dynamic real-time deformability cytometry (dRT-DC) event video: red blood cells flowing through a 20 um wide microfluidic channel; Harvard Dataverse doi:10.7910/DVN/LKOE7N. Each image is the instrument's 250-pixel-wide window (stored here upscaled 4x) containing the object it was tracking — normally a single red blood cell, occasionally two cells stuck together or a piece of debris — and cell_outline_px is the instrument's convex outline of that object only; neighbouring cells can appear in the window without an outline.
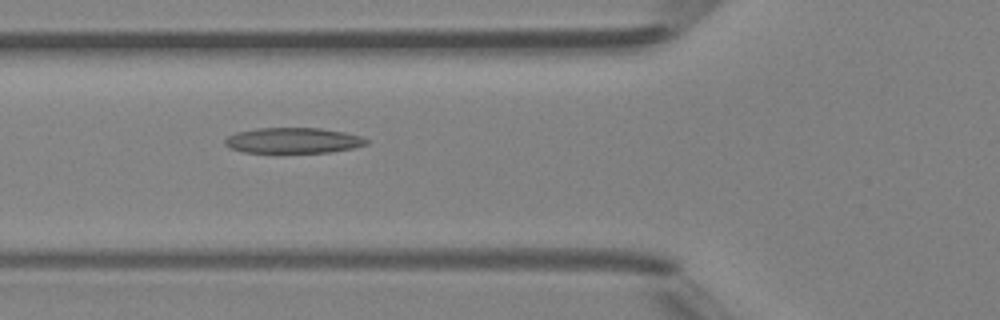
{"species": "Egyptian fruit bat (a non-hibernating species)", "species_latin": "Rousettus aegyptiacus", "temperature_condition": "room temperature", "stored_images_in_passage": 7, "camera_frame_rate_fps": 3000, "um_per_image_px": 0.085, "animal": {"sex": "female"}, "frame": {"image": 1, "passage_image": 5, "time_ms": 4.667, "image_size_px": [1000, 320], "cell_outline_px": [[368, 144], [352, 148], [328, 152], [244, 152], [232, 148], [224, 144], [224, 140], [228, 136], [236, 132], [256, 128], [320, 128], [344, 132], [360, 136], [368, 140]], "centroid_in_image_um": [24.91, 11.93], "position_along_channel_um": 100.9, "area_um2": 20.87}}
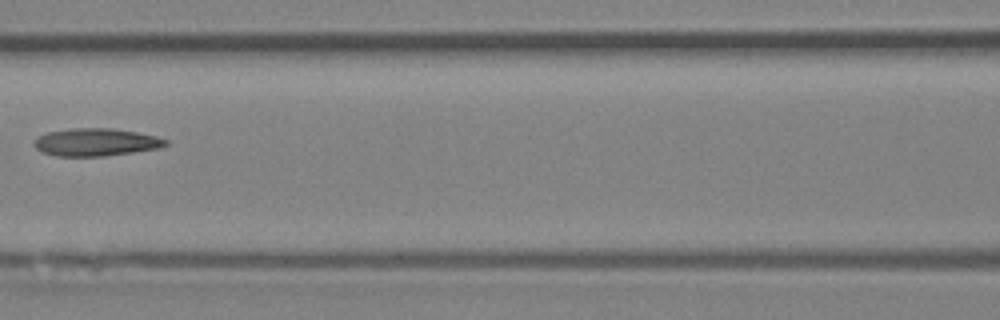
{"frame": {"image": 2, "passage_image": 6, "time_ms": 6.0, "image_size_px": [1000, 320], "cell_outline_px": [[168, 144], [160, 148], [104, 156], [56, 156], [40, 152], [36, 148], [36, 140], [40, 136], [48, 132], [72, 128], [112, 128], [136, 132], [156, 136], [168, 140]], "centroid_in_image_um": [8.18, 12.09], "position_along_channel_um": 158.4, "area_um2": 21.04}}
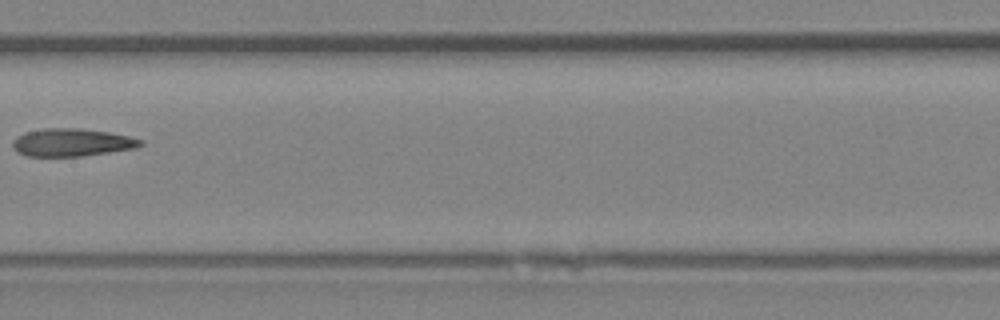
{"frame": {"image": 3, "passage_image": 7, "time_ms": 7.0, "image_size_px": [1000, 320], "cell_outline_px": [[144, 144], [136, 148], [80, 156], [28, 156], [16, 152], [12, 148], [12, 140], [16, 136], [24, 132], [44, 128], [80, 128], [108, 132], [128, 136], [144, 140]], "centroid_in_image_um": [6.07, 12.1], "position_along_channel_um": 201.3, "area_um2": 20.81}}